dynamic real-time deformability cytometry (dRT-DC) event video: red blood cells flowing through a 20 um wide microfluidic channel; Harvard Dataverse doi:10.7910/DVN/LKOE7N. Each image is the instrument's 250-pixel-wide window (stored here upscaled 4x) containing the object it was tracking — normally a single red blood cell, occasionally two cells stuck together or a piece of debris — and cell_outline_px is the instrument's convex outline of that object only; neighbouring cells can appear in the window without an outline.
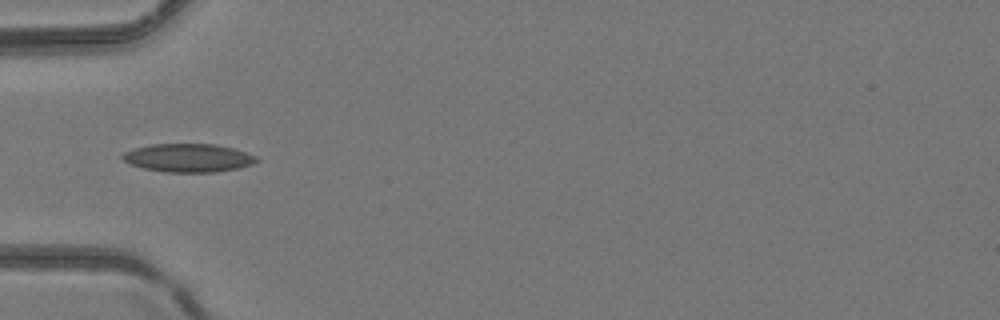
{"species": "common noctule bat (a hibernating species)", "species_latin": "Nyctalus noctula", "temperature_condition": "room temperature", "stored_images_in_passage": 5, "camera_frame_rate_fps": 3000, "um_per_image_px": 0.085, "animal": {"sex": "female", "body_mass_g": 24.6, "forearm_length_mm": 56.2}, "frame": {"image": 1, "passage_image": 4, "time_ms": 3.667, "image_size_px": [1000, 320], "cell_outline_px": [[260, 160], [252, 164], [240, 168], [216, 172], [164, 172], [144, 168], [128, 164], [120, 156], [124, 152], [136, 148], [152, 144], [216, 144], [232, 148], [256, 156]], "centroid_in_image_um": [16.0, 13.42], "position_along_channel_um": 69.0, "area_um2": 22.14}}
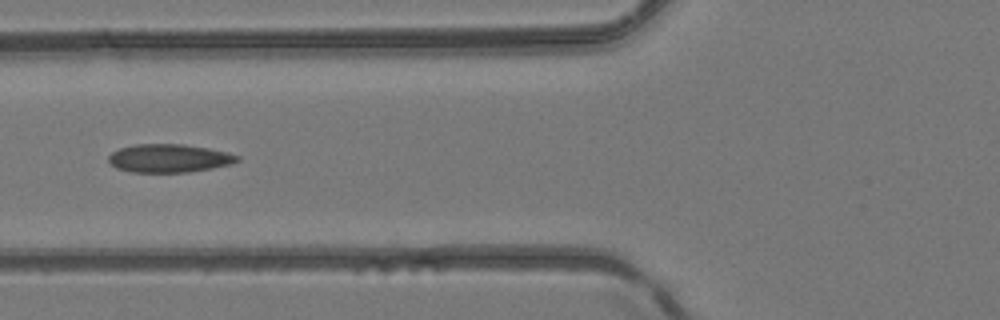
{"frame": {"image": 2, "passage_image": 5, "time_ms": 4.667, "image_size_px": [1000, 320], "cell_outline_px": [[240, 160], [232, 164], [212, 168], [188, 172], [132, 172], [116, 168], [108, 160], [108, 156], [112, 152], [120, 148], [136, 144], [184, 144], [208, 148], [228, 152], [240, 156]], "centroid_in_image_um": [14.4, 13.45], "position_along_channel_um": 111.4, "area_um2": 21.27}}